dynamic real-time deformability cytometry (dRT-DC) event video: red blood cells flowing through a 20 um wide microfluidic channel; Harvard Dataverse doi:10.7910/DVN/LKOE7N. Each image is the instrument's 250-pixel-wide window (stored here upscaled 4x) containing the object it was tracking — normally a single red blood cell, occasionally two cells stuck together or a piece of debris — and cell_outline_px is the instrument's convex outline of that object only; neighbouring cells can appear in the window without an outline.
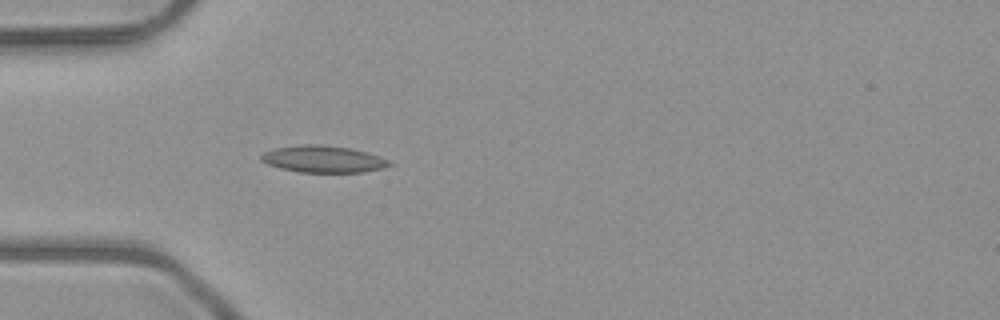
{"species": "common noctule bat (a hibernating species)", "species_latin": "Nyctalus noctula", "temperature_condition": "room temperature", "stored_images_in_passage": 40, "camera_frame_rate_fps": 3000, "um_per_image_px": 0.085, "animal": {"sex": "male", "body_mass_g": 23.1, "forearm_length_mm": 52.7}, "frame": {"image": 1, "passage_image": 5, "time_ms": 1.333, "image_size_px": [1000, 320], "cell_outline_px": [[392, 164], [380, 168], [364, 172], [300, 172], [280, 168], [268, 164], [260, 160], [260, 156], [264, 152], [276, 148], [300, 144], [324, 144], [352, 148], [380, 156], [388, 160]], "centroid_in_image_um": [27.45, 13.51], "position_along_channel_um": 57.5, "area_um2": 20.06}}
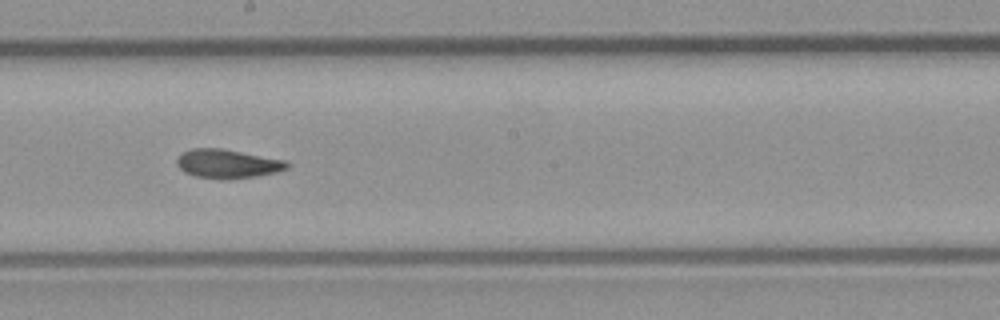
{"frame": {"image": 2, "passage_image": 18, "time_ms": 5.667, "image_size_px": [1000, 320], "cell_outline_px": [[292, 164], [288, 168], [276, 172], [256, 176], [228, 180], [220, 180], [196, 176], [184, 172], [176, 164], [176, 160], [184, 152], [192, 148], [220, 148], [288, 160]], "centroid_in_image_um": [19.39, 13.93], "position_along_channel_um": 228.8, "area_um2": 18.79}}
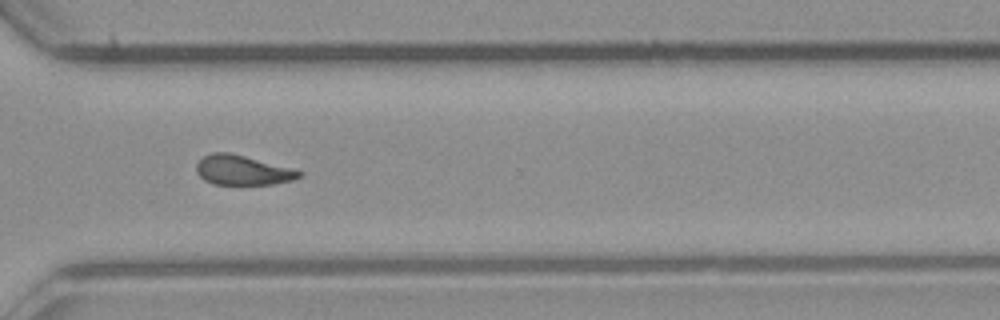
{"frame": {"image": 3, "passage_image": 27, "time_ms": 8.667, "image_size_px": [1000, 320], "cell_outline_px": [[304, 172], [300, 176], [292, 180], [272, 184], [212, 184], [204, 180], [196, 172], [196, 164], [204, 156], [212, 152], [228, 152], [244, 156]], "centroid_in_image_um": [20.56, 14.47], "position_along_channel_um": 350.0, "area_um2": 17.46}, "authors_computed_cell_mechanics": {"area_um2": 18.207, "velocity_mm_per_s": 4.0428, "shape_relaxation_time_tau1_ms": 5.2084, "shape_relaxation_time_tau2_ms": 2.3817, "deformation_change_tau1": 0.146, "deformation_change_tau2": 0.0882}}